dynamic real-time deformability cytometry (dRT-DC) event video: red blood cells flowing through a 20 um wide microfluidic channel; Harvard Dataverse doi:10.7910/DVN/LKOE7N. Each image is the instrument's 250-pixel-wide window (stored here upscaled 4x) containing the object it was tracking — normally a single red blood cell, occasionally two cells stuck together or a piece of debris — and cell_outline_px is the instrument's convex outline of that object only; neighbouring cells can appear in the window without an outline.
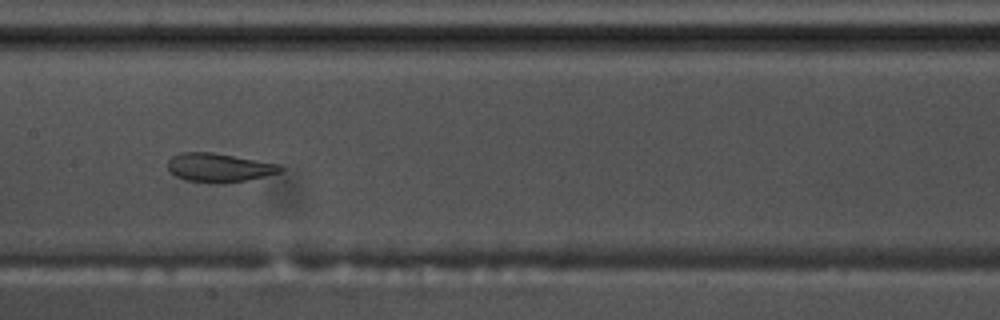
{"species": "common noctule bat (a hibernating species)", "species_latin": "Nyctalus noctula", "temperature_condition": "warm", "stored_images_in_passage": 57, "camera_frame_rate_fps": 3000, "um_per_image_px": 0.085, "animal": {"sex": "male", "body_mass_g": 17.5, "forearm_length_mm": 52.3}, "frame": {"image": 1, "passage_image": 29, "time_ms": 9.333, "image_size_px": [1000, 320], "cell_outline_px": [[284, 168], [280, 172], [248, 180], [224, 184], [216, 184], [184, 180], [176, 176], [168, 168], [168, 160], [172, 156], [180, 152], [212, 152], [280, 164]], "centroid_in_image_um": [18.61, 14.26], "position_along_channel_um": 188.8, "area_um2": 19.07}}
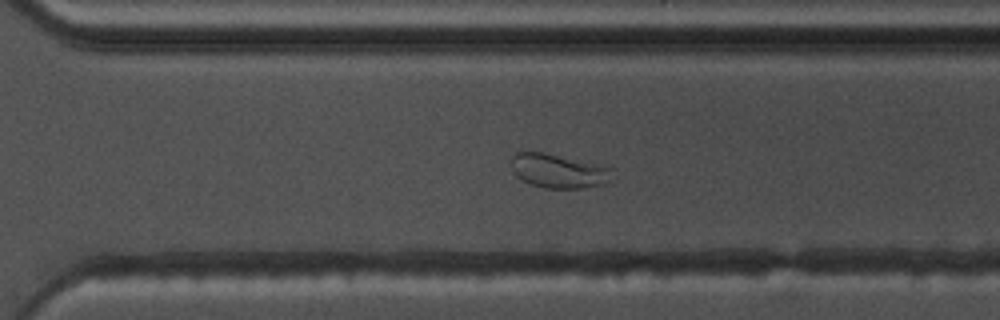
{"frame": {"image": 2, "passage_image": 40, "time_ms": 13.0, "image_size_px": [1000, 320], "cell_outline_px": [[616, 176], [604, 184], [584, 188], [544, 188], [528, 184], [520, 180], [512, 172], [508, 160], [516, 152], [528, 148], [612, 168]], "centroid_in_image_um": [47.37, 14.5], "position_along_channel_um": 323.2, "area_um2": 20.92}}
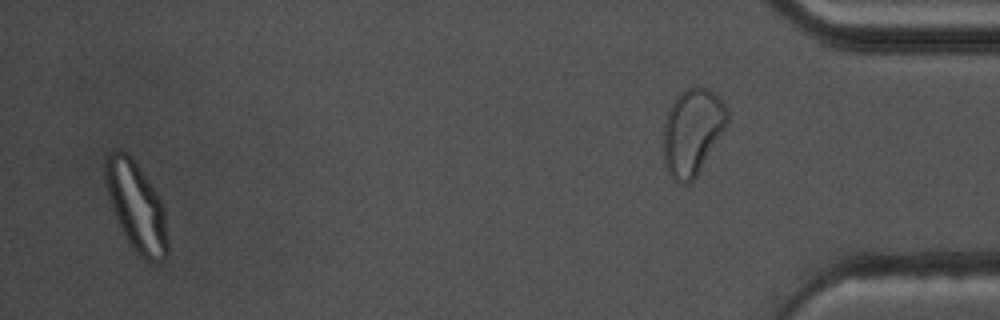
{"frame": {"image": 3, "passage_image": 55, "time_ms": 18.0, "image_size_px": [1000, 320], "cell_outline_px": [[168, 256], [164, 260], [156, 264], [152, 264], [144, 260], [128, 244], [116, 220], [108, 196], [104, 180], [104, 152], [116, 148], [120, 148], [128, 152], [132, 156], [156, 192], [160, 200], [164, 212], [168, 240]], "centroid_in_image_um": [11.55, 17.53], "position_along_channel_um": 423.7, "area_um2": 33.35}}